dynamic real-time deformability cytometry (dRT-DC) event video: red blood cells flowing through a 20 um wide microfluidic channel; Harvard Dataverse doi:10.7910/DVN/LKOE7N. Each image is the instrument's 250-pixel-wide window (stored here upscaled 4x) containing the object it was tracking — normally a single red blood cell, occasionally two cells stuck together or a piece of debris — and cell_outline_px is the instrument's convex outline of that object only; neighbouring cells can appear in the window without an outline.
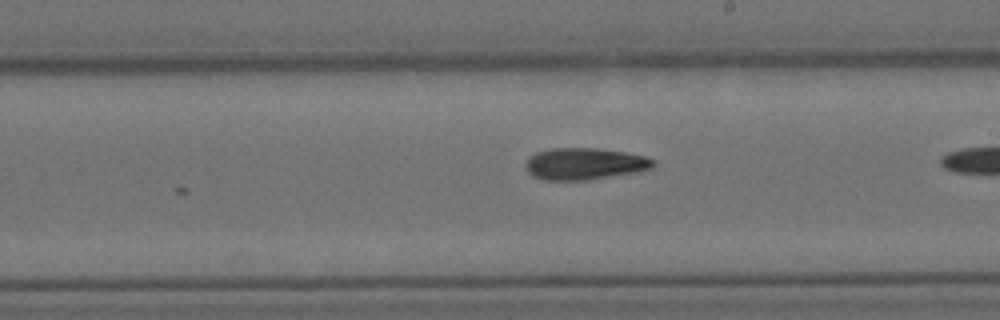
{"species": "Egyptian fruit bat (a non-hibernating species)", "species_latin": "Rousettus aegyptiacus", "temperature_condition": "cold", "stored_images_in_passage": 9, "camera_frame_rate_fps": 3000, "um_per_image_px": 0.085, "animal": {"sex": "female"}, "frame": {"image": 1, "passage_image": 8, "time_ms": 8.333, "image_size_px": [1000, 320], "cell_outline_px": [[656, 164], [652, 168], [640, 172], [588, 180], [544, 180], [532, 176], [528, 172], [524, 164], [528, 156], [536, 152], [552, 148], [596, 148], [624, 152], [644, 156], [656, 160]], "centroid_in_image_um": [49.69, 13.93], "position_along_channel_um": 239.3, "area_um2": 23.99}}